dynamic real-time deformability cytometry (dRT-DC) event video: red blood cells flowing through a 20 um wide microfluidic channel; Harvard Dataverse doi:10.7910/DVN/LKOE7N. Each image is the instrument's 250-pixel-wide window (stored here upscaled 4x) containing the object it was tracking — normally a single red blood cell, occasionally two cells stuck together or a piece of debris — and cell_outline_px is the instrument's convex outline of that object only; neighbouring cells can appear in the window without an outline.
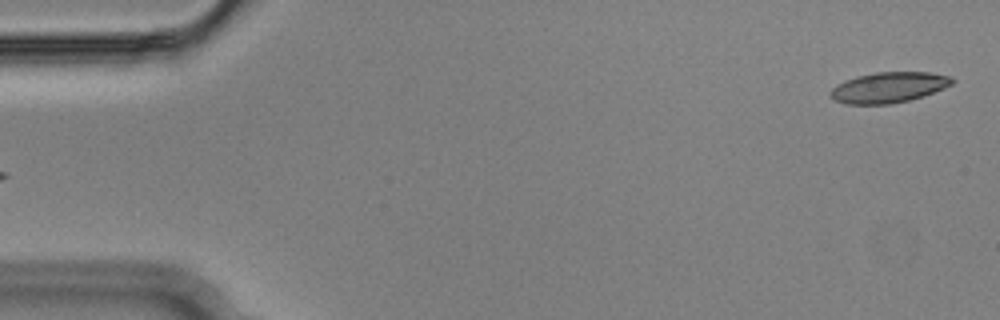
{"species": "Egyptian fruit bat (a non-hibernating species)", "species_latin": "Rousettus aegyptiacus", "temperature_condition": "cold", "stored_images_in_passage": 55, "camera_frame_rate_fps": 3000, "um_per_image_px": 0.085, "animal": {"sex": "male"}, "frame": {"image": 1, "passage_image": 2, "time_ms": 0.333, "image_size_px": [1000, 320], "cell_outline_px": [[956, 80], [952, 84], [944, 88], [924, 96], [908, 100], [888, 104], [844, 104], [828, 96], [828, 92], [836, 84], [844, 80], [856, 76], [876, 72], [928, 72], [952, 76]], "centroid_in_image_um": [75.52, 7.42], "position_along_channel_um": 9.5, "area_um2": 21.91}}
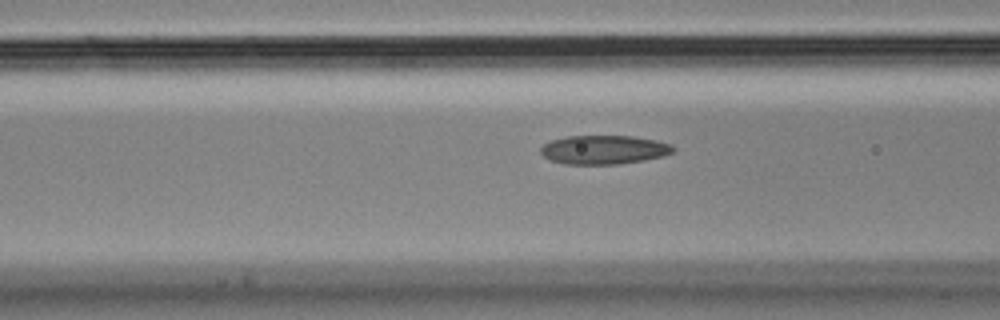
{"frame": {"image": 2, "passage_image": 21, "time_ms": 6.667, "image_size_px": [1000, 320], "cell_outline_px": [[676, 148], [672, 152], [664, 156], [644, 160], [620, 164], [564, 164], [552, 160], [544, 156], [540, 152], [540, 148], [544, 144], [552, 140], [568, 136], [632, 136], [656, 140], [672, 144]], "centroid_in_image_um": [51.36, 12.73], "position_along_channel_um": 115.2, "area_um2": 22.31}}
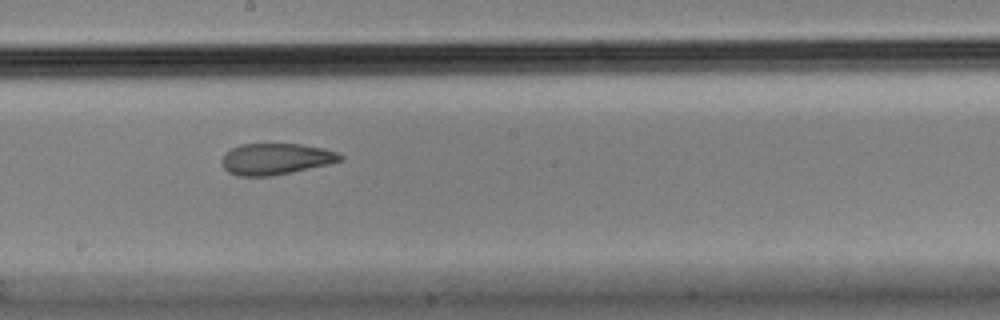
{"frame": {"image": 3, "passage_image": 30, "time_ms": 9.667, "image_size_px": [1000, 320], "cell_outline_px": [[344, 160], [328, 164], [292, 172], [272, 176], [236, 176], [228, 172], [224, 168], [220, 160], [224, 152], [240, 144], [300, 144], [324, 148], [340, 152], [344, 156]], "centroid_in_image_um": [23.44, 13.51], "position_along_channel_um": 224.8, "area_um2": 21.91}, "authors_computed_cell_mechanics": {"area_um2": 22.5998, "velocity_mm_per_s": 3.6371, "shape_relaxation_time_tau1_ms": null, "shape_relaxation_time_tau2_ms": 2.5173, "deformation_change_tau1": null, "deformation_change_tau2": 0.0807}}